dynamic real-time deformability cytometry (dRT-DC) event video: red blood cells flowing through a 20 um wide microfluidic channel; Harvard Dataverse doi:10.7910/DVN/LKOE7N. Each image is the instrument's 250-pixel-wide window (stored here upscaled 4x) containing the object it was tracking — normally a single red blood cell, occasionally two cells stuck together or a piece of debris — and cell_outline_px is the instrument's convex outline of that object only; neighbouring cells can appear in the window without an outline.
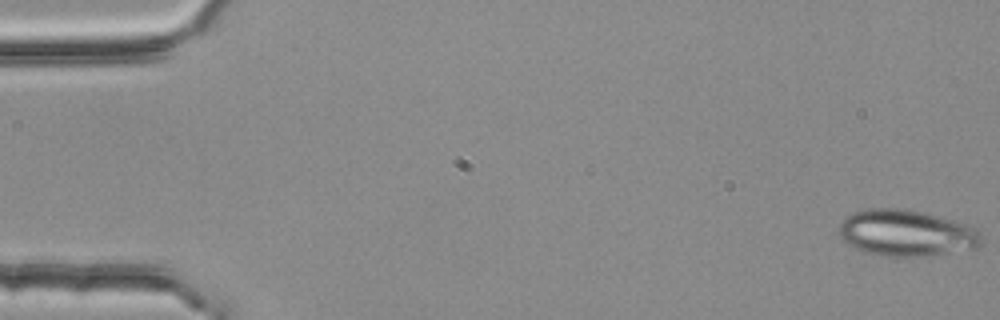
{"species": "common noctule bat (a hibernating species)", "species_latin": "Nyctalus noctula", "temperature_condition": "room temperature", "stored_images_in_passage": 53, "camera_frame_rate_fps": 3000, "um_per_image_px": 0.085, "animal": {"sex": "female", "body_mass_g": 25.1}, "frame": {"image": 1, "passage_image": 1, "time_ms": 0.0, "image_size_px": [1000, 320], "cell_outline_px": [[984, 240], [980, 244], [972, 248], [924, 256], [884, 256], [864, 252], [848, 244], [840, 236], [840, 224], [844, 216], [868, 208], [904, 208], [968, 224]], "centroid_in_image_um": [76.98, 19.8], "position_along_channel_um": 8.0, "area_um2": 37.92}}
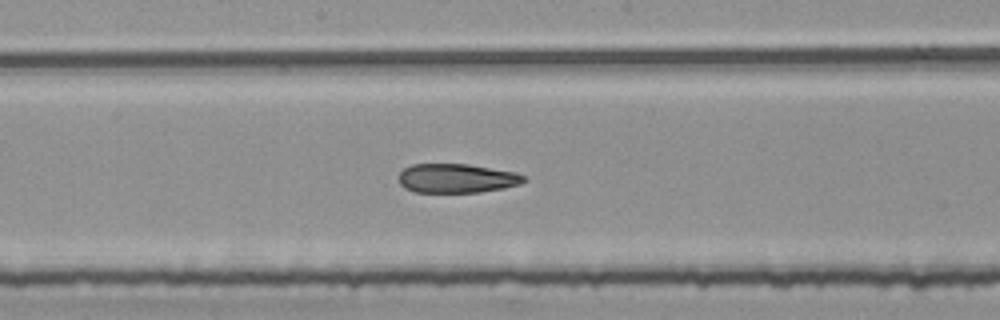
{"frame": {"image": 2, "passage_image": 29, "time_ms": 9.333, "image_size_px": [1000, 320], "cell_outline_px": [[528, 180], [520, 184], [504, 188], [480, 192], [416, 192], [404, 188], [400, 184], [400, 172], [404, 168], [412, 164], [468, 164], [516, 172], [524, 176]], "centroid_in_image_um": [38.84, 15.15], "position_along_channel_um": 209.4, "area_um2": 21.27}}
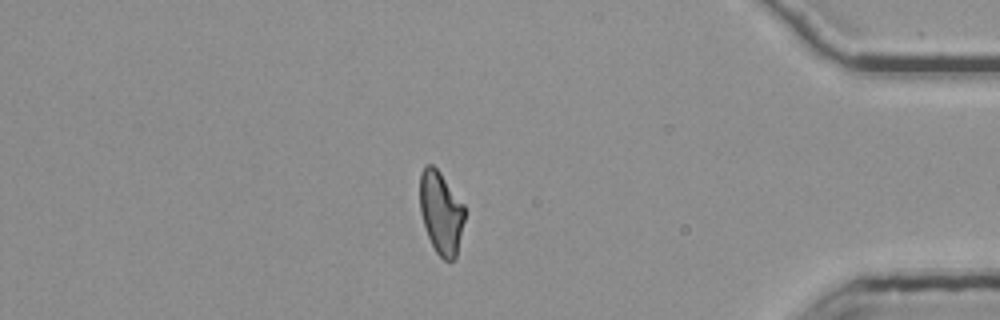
{"frame": {"image": 3, "passage_image": 47, "time_ms": 15.333, "image_size_px": [1000, 320], "cell_outline_px": [[464, 220], [456, 256], [452, 260], [444, 260], [436, 252], [428, 236], [420, 212], [420, 172], [424, 164], [432, 164], [440, 172], [464, 204]], "centroid_in_image_um": [37.47, 18.03], "position_along_channel_um": 397.7, "area_um2": 21.44}, "authors_computed_cell_mechanics": {"area_um2": 22.8888, "velocity_mm_per_s": 3.7739, "shape_relaxation_time_tau1_ms": null, "shape_relaxation_time_tau2_ms": 3.9145, "deformation_change_tau1": null, "deformation_change_tau2": 0.1241}}